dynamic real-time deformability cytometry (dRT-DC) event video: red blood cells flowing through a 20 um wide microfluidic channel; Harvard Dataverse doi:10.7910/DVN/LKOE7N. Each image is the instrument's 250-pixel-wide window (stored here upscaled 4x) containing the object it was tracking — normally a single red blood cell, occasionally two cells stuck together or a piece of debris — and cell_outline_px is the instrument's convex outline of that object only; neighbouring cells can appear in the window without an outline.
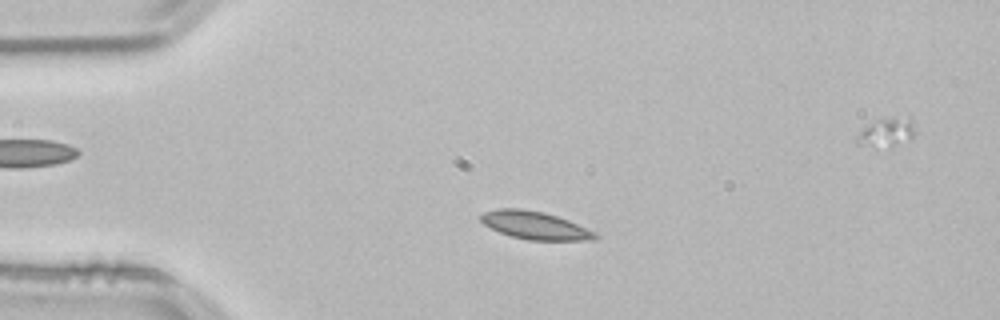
{"species": "common noctule bat (a hibernating species)", "species_latin": "Nyctalus noctula", "temperature_condition": "room temperature", "stored_images_in_passage": 53, "camera_frame_rate_fps": 3000, "um_per_image_px": 0.085, "animal": {"sex": "male", "body_mass_g": 21.5, "forearm_length_mm": 52.0}, "frame": {"image": 1, "passage_image": 11, "time_ms": 3.333, "image_size_px": [1000, 320], "cell_outline_px": [[600, 236], [592, 240], [528, 240], [512, 236], [500, 232], [484, 224], [480, 220], [480, 216], [484, 212], [496, 208], [520, 208], [544, 212], [568, 220], [596, 232]], "centroid_in_image_um": [45.48, 19.15], "position_along_channel_um": 39.5, "area_um2": 18.5}}
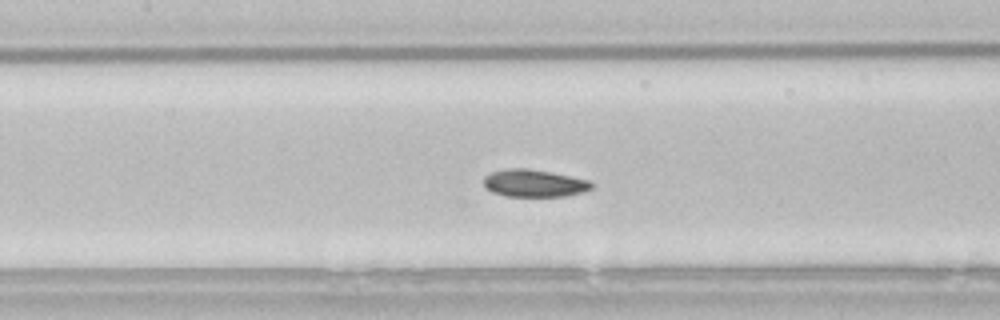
{"frame": {"image": 2, "passage_image": 23, "time_ms": 7.333, "image_size_px": [1000, 320], "cell_outline_px": [[592, 188], [584, 192], [564, 196], [504, 196], [492, 192], [484, 188], [484, 176], [492, 172], [508, 168], [528, 168], [552, 172], [588, 180], [592, 184]], "centroid_in_image_um": [45.37, 15.57], "position_along_channel_um": 162.0, "area_um2": 17.28}}
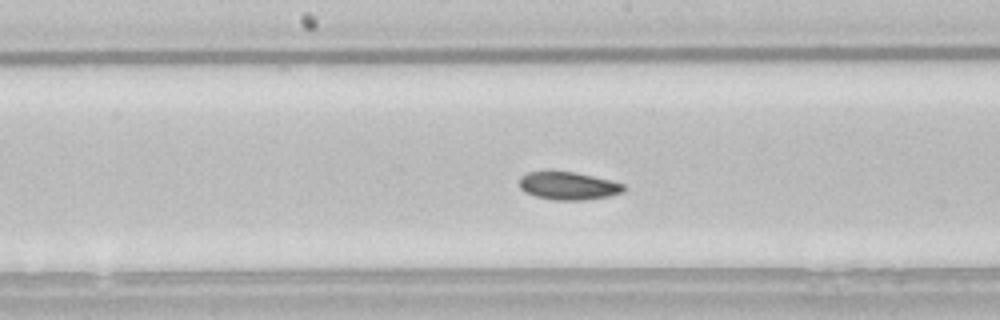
{"frame": {"image": 3, "passage_image": 26, "time_ms": 8.333, "image_size_px": [1000, 320], "cell_outline_px": [[624, 192], [608, 196], [584, 200], [552, 200], [536, 196], [524, 192], [520, 188], [520, 176], [528, 172], [548, 168], [552, 168], [576, 172], [624, 184]], "centroid_in_image_um": [48.22, 15.75], "position_along_channel_um": 200.0, "area_um2": 17.51}, "authors_computed_cell_mechanics": {"area_um2": 17.5712, "velocity_mm_per_s": 3.8015, "shape_relaxation_time_tau1_ms": 3.0999, "shape_relaxation_time_tau2_ms": 4.5998, "deformation_change_tau1": 0.0882, "deformation_change_tau2": 0.0616}}